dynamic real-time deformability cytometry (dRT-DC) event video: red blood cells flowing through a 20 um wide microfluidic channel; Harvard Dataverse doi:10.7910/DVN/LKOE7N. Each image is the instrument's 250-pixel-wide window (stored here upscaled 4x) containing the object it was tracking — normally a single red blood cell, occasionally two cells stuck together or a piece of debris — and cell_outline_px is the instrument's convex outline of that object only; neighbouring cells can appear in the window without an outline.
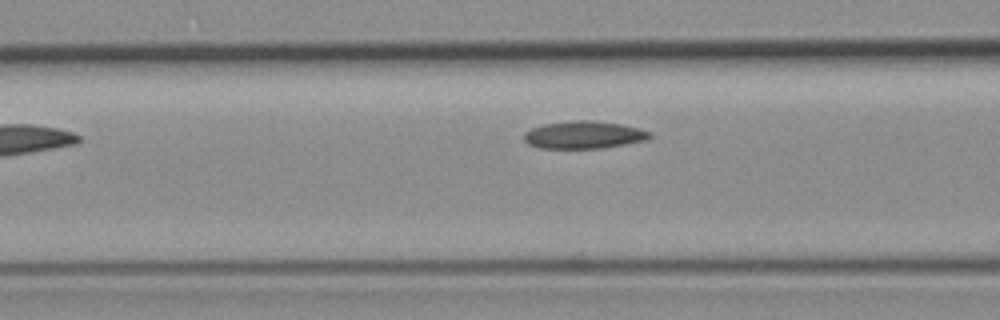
{"species": "common noctule bat (a hibernating species)", "species_latin": "Nyctalus noctula", "temperature_condition": "room temperature", "stored_images_in_passage": 6, "camera_frame_rate_fps": 3000, "um_per_image_px": 0.085, "animal": {"sex": "female", "body_mass_g": 19.3, "forearm_length_mm": 54.1}, "frame": {"image": 1, "passage_image": 5, "time_ms": 5.667, "image_size_px": [1000, 320], "cell_outline_px": [[652, 136], [648, 140], [600, 148], [540, 148], [528, 144], [524, 140], [524, 132], [532, 128], [544, 124], [576, 120], [592, 120], [620, 124], [640, 128], [652, 132]], "centroid_in_image_um": [49.65, 11.46], "position_along_channel_um": 117.0, "area_um2": 20.17}}
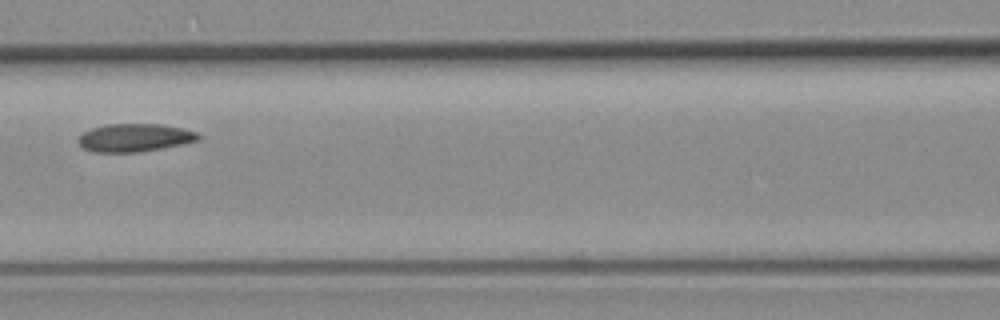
{"frame": {"image": 2, "passage_image": 6, "time_ms": 6.667, "image_size_px": [1000, 320], "cell_outline_px": [[200, 140], [184, 144], [140, 152], [92, 152], [84, 148], [76, 140], [84, 132], [92, 128], [104, 124], [160, 124], [180, 128], [196, 132], [200, 136]], "centroid_in_image_um": [11.44, 11.71], "position_along_channel_um": 155.2, "area_um2": 19.59}}